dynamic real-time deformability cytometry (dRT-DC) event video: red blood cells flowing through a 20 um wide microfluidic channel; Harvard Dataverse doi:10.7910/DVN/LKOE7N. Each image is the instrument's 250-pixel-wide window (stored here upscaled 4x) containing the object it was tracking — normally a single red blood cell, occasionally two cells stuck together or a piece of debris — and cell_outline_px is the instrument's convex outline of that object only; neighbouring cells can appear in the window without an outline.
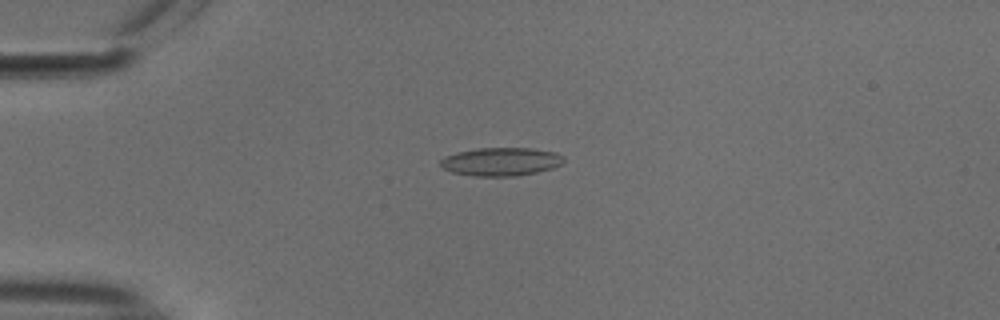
{"species": "common noctule bat (a hibernating species)", "species_latin": "Nyctalus noctula", "temperature_condition": "cold", "stored_images_in_passage": 54, "camera_frame_rate_fps": 3000, "um_per_image_px": 0.085, "animal": {"sex": "male", "body_mass_g": 18.8}, "frame": {"image": 1, "passage_image": 14, "time_ms": 4.333, "image_size_px": [1000, 320], "cell_outline_px": [[564, 160], [560, 164], [552, 168], [536, 172], [516, 176], [472, 176], [452, 172], [444, 168], [440, 164], [440, 160], [444, 156], [456, 152], [476, 148], [532, 148], [556, 152], [564, 156]], "centroid_in_image_um": [42.57, 13.73], "position_along_channel_um": 42.4, "area_um2": 20.4}}
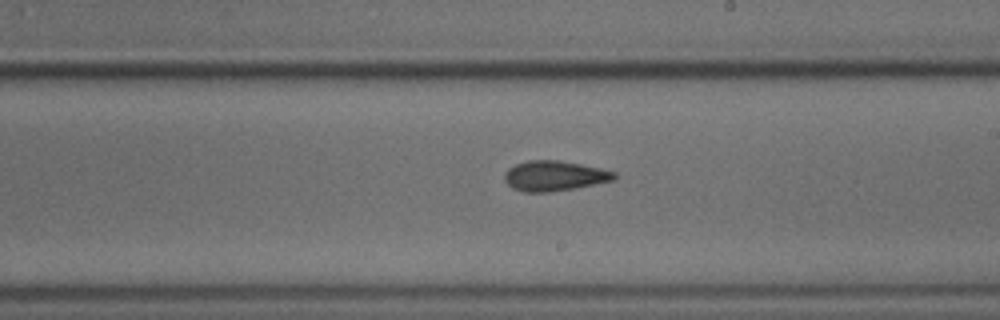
{"frame": {"image": 2, "passage_image": 32, "time_ms": 10.333, "image_size_px": [1000, 320], "cell_outline_px": [[616, 180], [572, 188], [548, 192], [524, 192], [512, 188], [504, 180], [504, 172], [508, 168], [516, 164], [528, 160], [560, 160], [600, 168], [616, 172]], "centroid_in_image_um": [47.1, 14.94], "position_along_channel_um": 241.9, "area_um2": 19.25}}
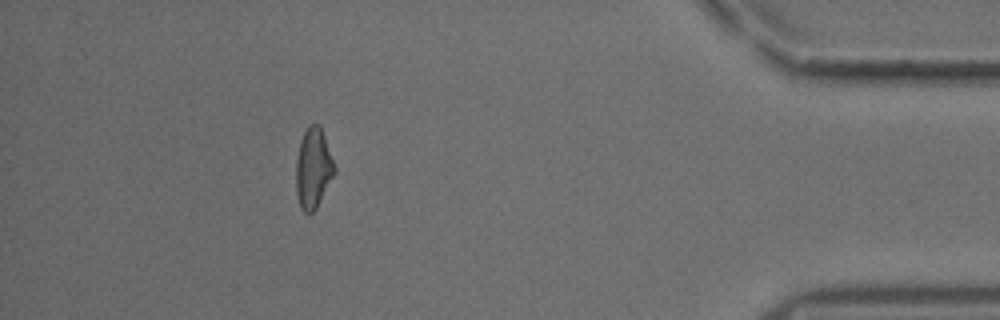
{"frame": {"image": 3, "passage_image": 49, "time_ms": 16.0, "image_size_px": [1000, 320], "cell_outline_px": [[336, 172], [316, 208], [312, 212], [304, 212], [300, 208], [296, 192], [296, 160], [300, 140], [308, 124], [320, 124], [336, 168]], "centroid_in_image_um": [26.62, 14.28], "position_along_channel_um": 408.6, "area_um2": 18.03}, "authors_computed_cell_mechanics": {"area_um2": 19.0162, "velocity_mm_per_s": 3.7671, "shape_relaxation_time_tau1_ms": 5.8383, "shape_relaxation_time_tau2_ms": 2.3262, "deformation_change_tau1": 0.145, "deformation_change_tau2": 0.1125}}